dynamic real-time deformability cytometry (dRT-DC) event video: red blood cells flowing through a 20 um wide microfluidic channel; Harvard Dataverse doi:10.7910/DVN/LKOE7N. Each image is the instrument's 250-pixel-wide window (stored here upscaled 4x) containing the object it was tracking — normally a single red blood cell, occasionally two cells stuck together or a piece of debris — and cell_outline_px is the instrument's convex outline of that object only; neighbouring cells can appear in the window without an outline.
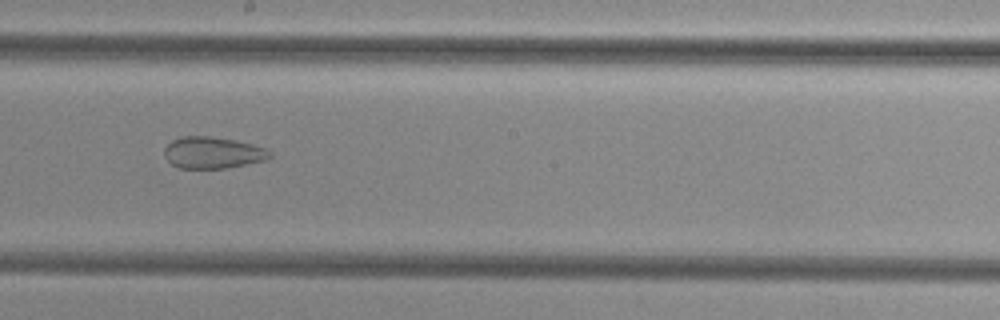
{"species": "common noctule bat (a hibernating species)", "species_latin": "Nyctalus noctula", "temperature_condition": "cold", "stored_images_in_passage": 51, "camera_frame_rate_fps": 3000, "um_per_image_px": 0.085, "animal": {"sex": "female", "body_mass_g": 29.2, "forearm_length_mm": 56.3}, "frame": {"image": 1, "passage_image": 29, "time_ms": 9.333, "image_size_px": [1000, 320], "cell_outline_px": [[272, 156], [268, 160], [228, 168], [180, 168], [172, 164], [164, 156], [164, 148], [172, 140], [180, 136], [208, 136], [236, 140], [252, 144], [264, 148], [272, 152]], "centroid_in_image_um": [18.1, 12.98], "position_along_channel_um": 230.1, "area_um2": 19.59}}
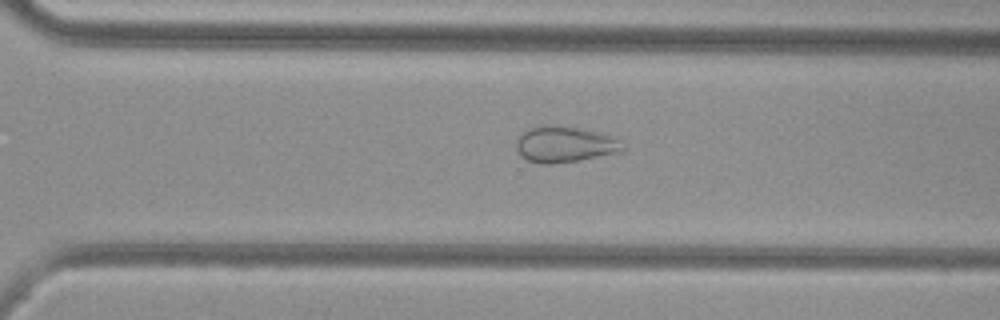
{"frame": {"image": 2, "passage_image": 36, "time_ms": 11.667, "image_size_px": [1000, 320], "cell_outline_px": [[624, 148], [620, 152], [580, 160], [552, 164], [540, 164], [524, 160], [520, 156], [516, 148], [516, 140], [528, 128], [540, 124], [552, 124], [608, 132]], "centroid_in_image_um": [47.96, 12.25], "position_along_channel_um": 322.6, "area_um2": 22.83}}
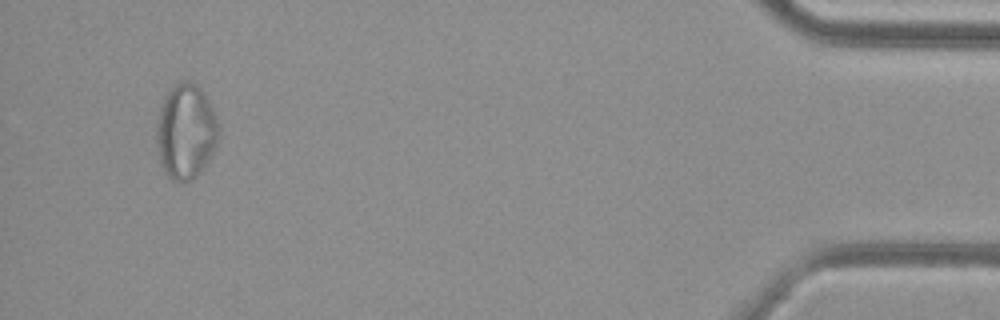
{"frame": {"image": 3, "passage_image": 49, "time_ms": 16.0, "image_size_px": [1000, 320], "cell_outline_px": [[220, 136], [208, 164], [192, 180], [180, 184], [172, 180], [164, 172], [160, 164], [156, 140], [156, 128], [160, 108], [168, 92], [180, 80], [196, 84], [204, 92], [212, 104], [220, 128]], "centroid_in_image_um": [15.82, 11.23], "position_along_channel_um": 419.4, "area_um2": 35.03}}